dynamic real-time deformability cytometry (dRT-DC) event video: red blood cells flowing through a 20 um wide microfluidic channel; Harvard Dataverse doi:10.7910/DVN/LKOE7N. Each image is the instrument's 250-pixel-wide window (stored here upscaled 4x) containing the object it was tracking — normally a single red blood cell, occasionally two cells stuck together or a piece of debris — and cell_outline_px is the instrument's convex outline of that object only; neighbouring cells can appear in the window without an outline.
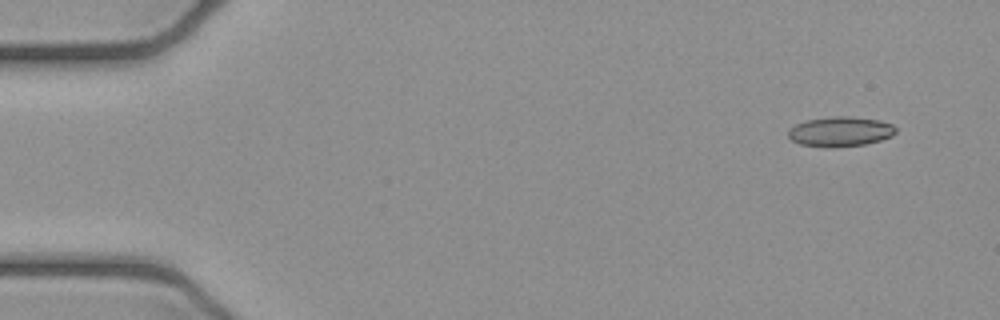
{"species": "common noctule bat (a hibernating species)", "species_latin": "Nyctalus noctula", "temperature_condition": "cold", "stored_images_in_passage": 3, "segment_of_instrument_passage": [1, 2], "camera_frame_rate_fps": 3000, "um_per_image_px": 0.085, "animal": {"sex": "female", "body_mass_g": 21.9}, "frame": {"image": 1, "passage_image": 1, "time_ms": 0.0, "image_size_px": [1000, 320], "cell_outline_px": [[896, 132], [892, 136], [880, 140], [864, 144], [832, 148], [800, 144], [792, 140], [788, 136], [788, 132], [796, 124], [808, 120], [832, 116], [848, 116], [880, 120], [892, 124], [896, 128]], "centroid_in_image_um": [71.45, 11.18], "position_along_channel_um": 13.6, "area_um2": 18.61}}